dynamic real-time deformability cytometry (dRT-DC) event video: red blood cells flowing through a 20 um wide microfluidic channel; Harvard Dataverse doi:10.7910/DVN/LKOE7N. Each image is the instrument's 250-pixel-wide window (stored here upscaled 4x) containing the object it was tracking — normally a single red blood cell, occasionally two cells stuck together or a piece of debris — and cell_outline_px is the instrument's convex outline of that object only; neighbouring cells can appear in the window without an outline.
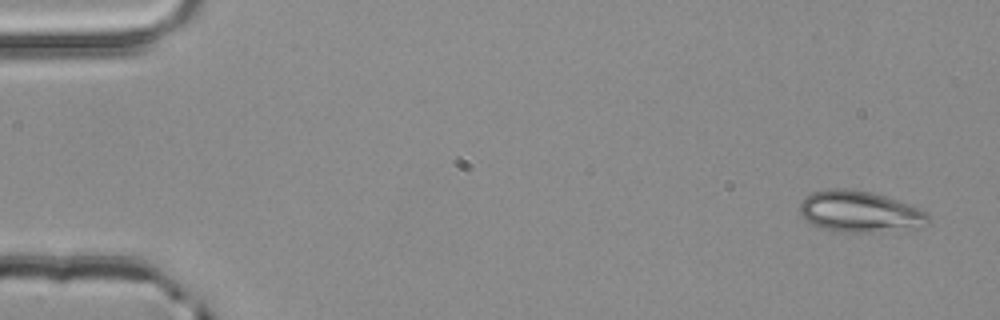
{"species": "common noctule bat (a hibernating species)", "species_latin": "Nyctalus noctula", "temperature_condition": "room temperature", "stored_images_in_passage": 4, "camera_frame_rate_fps": 3000, "um_per_image_px": 0.085, "animal": {"sex": "male", "body_mass_g": 20.4}, "frame": {"image": 1, "passage_image": 1, "time_ms": 0.0, "image_size_px": [1000, 320], "cell_outline_px": [[928, 224], [920, 228], [884, 232], [848, 232], [824, 228], [812, 224], [800, 212], [800, 204], [812, 192], [828, 188], [848, 188], [872, 192], [908, 204], [928, 212]], "centroid_in_image_um": [73.14, 17.99], "position_along_channel_um": 11.9, "area_um2": 30.81}}